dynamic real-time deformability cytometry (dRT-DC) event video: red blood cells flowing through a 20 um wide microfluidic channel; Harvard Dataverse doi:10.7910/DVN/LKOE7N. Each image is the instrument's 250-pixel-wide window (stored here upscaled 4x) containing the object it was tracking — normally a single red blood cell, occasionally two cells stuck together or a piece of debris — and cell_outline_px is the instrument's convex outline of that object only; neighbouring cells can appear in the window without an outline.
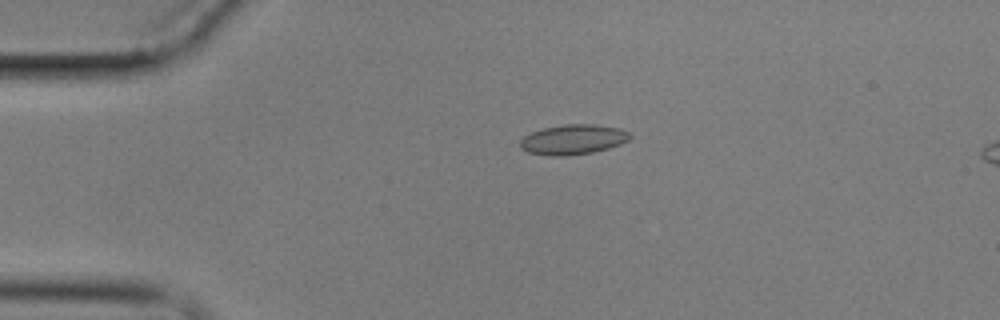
{"species": "common noctule bat (a hibernating species)", "species_latin": "Nyctalus noctula", "temperature_condition": "cold", "stored_images_in_passage": 6, "camera_frame_rate_fps": 3000, "um_per_image_px": 0.085, "animal": {"sex": "male", "body_mass_g": 17.9}, "frame": {"image": 1, "passage_image": 4, "time_ms": 3.667, "image_size_px": [1000, 320], "cell_outline_px": [[632, 136], [628, 140], [620, 144], [608, 148], [592, 152], [568, 156], [548, 156], [528, 152], [520, 148], [520, 140], [524, 136], [532, 132], [544, 128], [564, 124], [596, 124], [620, 128], [628, 132]], "centroid_in_image_um": [48.7, 11.86], "position_along_channel_um": 36.3, "area_um2": 19.25}}